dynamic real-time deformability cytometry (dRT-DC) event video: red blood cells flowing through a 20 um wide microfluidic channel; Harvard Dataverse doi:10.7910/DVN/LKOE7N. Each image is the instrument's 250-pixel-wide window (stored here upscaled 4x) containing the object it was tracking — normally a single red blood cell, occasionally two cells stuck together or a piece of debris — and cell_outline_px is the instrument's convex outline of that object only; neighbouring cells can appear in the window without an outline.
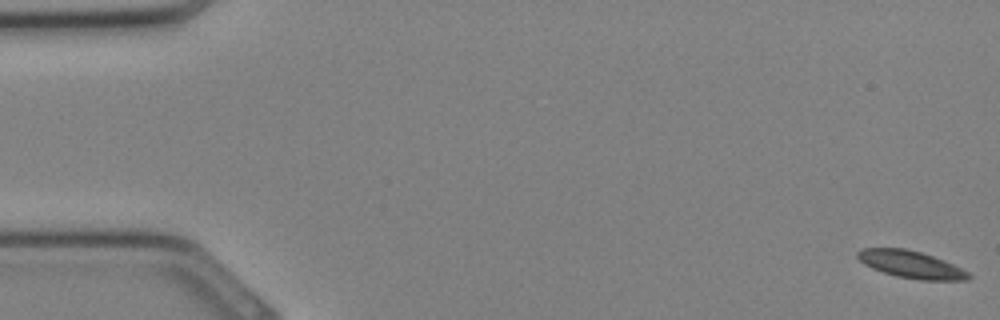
{"species": "Egyptian fruit bat (a non-hibernating species)", "species_latin": "Rousettus aegyptiacus", "temperature_condition": "cold", "stored_images_in_passage": 34, "segment_of_instrument_passage": [1, 2], "camera_frame_rate_fps": 3000, "um_per_image_px": 0.085, "animal": {"sex": "female"}, "frame": {"image": 1, "passage_image": 1, "time_ms": 0.0, "image_size_px": [1000, 320], "cell_outline_px": [[972, 276], [968, 280], [920, 280], [896, 276], [872, 268], [864, 264], [856, 256], [856, 252], [860, 248], [904, 248], [920, 252], [944, 260], [968, 272]], "centroid_in_image_um": [77.41, 22.48], "position_along_channel_um": 7.6, "area_um2": 17.51}}
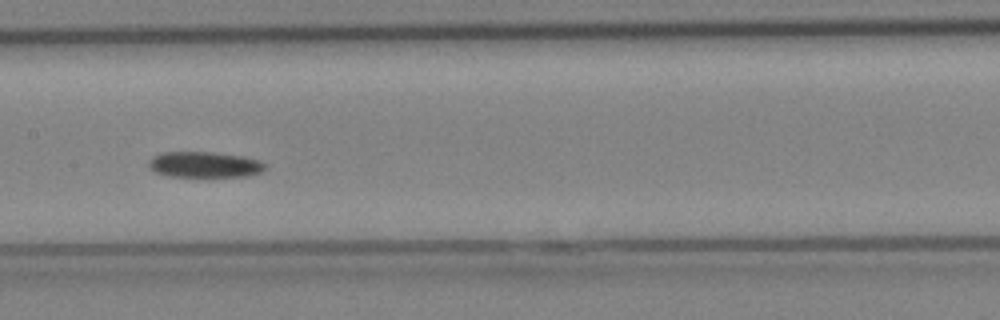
{"frame": {"image": 2, "passage_image": 17, "time_ms": 5.333, "image_size_px": [1000, 320], "cell_outline_px": [[268, 168], [260, 172], [248, 176], [168, 176], [156, 172], [148, 164], [148, 160], [152, 156], [160, 152], [216, 152], [244, 156], [260, 160], [268, 164]], "centroid_in_image_um": [17.43, 13.97], "position_along_channel_um": 190.0, "area_um2": 17.69}}
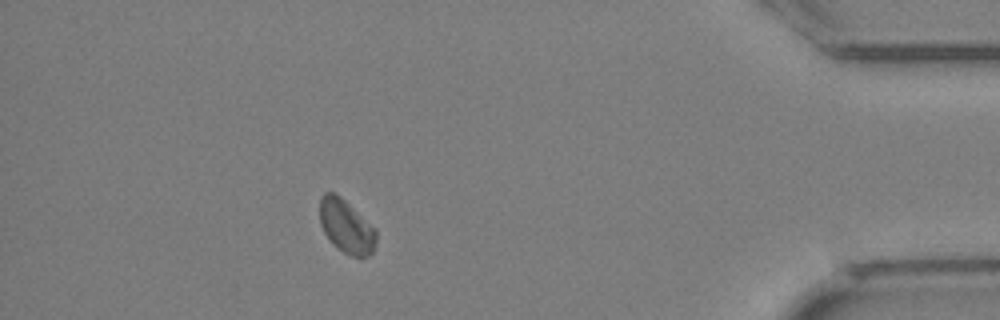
{"frame": {"image": 3, "passage_image": 30, "time_ms": 9.667, "image_size_px": [1000, 320], "cell_outline_px": [[376, 244], [372, 252], [368, 256], [352, 256], [344, 252], [332, 244], [324, 232], [320, 224], [320, 196], [324, 192], [332, 192], [340, 196], [376, 232]], "centroid_in_image_um": [29.38, 19.25], "position_along_channel_um": 405.8, "area_um2": 17.05}}